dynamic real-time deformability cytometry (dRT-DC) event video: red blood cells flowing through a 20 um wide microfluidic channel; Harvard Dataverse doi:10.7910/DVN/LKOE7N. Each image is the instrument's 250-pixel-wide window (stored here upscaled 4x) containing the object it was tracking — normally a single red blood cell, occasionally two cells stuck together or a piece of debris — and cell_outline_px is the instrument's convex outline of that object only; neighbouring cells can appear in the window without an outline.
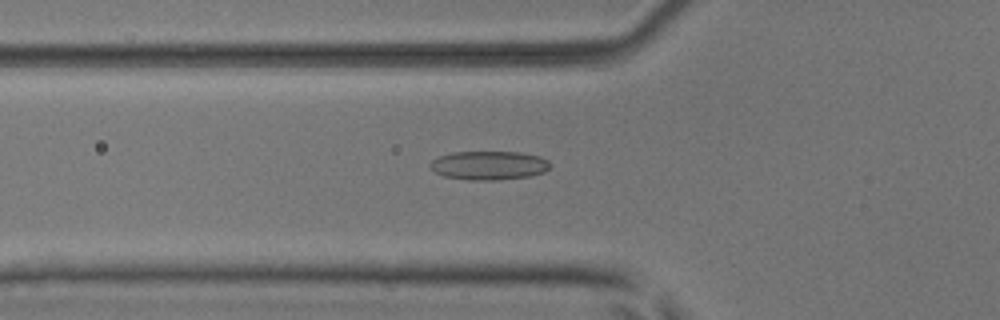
{"species": "common noctule bat (a hibernating species)", "species_latin": "Nyctalus noctula", "temperature_condition": "room temperature", "stored_images_in_passage": 42, "camera_frame_rate_fps": 3000, "um_per_image_px": 0.085, "animal": {"sex": "male", "body_mass_g": 17.9, "forearm_length_mm": 54.2}, "frame": {"image": 1, "passage_image": 19, "time_ms": 6.0, "image_size_px": [1000, 320], "cell_outline_px": [[552, 164], [544, 172], [528, 176], [500, 180], [468, 180], [444, 176], [436, 172], [428, 164], [432, 160], [440, 156], [452, 152], [520, 152], [540, 156], [548, 160]], "centroid_in_image_um": [41.57, 14.05], "position_along_channel_um": 84.2, "area_um2": 20.17}}
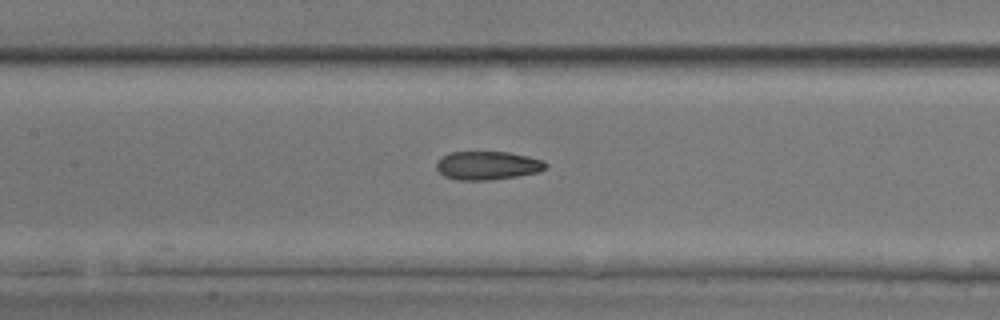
{"frame": {"image": 2, "passage_image": 25, "time_ms": 8.0, "image_size_px": [1000, 320], "cell_outline_px": [[548, 164], [540, 172], [516, 176], [488, 180], [456, 180], [444, 176], [436, 168], [436, 160], [440, 156], [448, 152], [508, 152], [528, 156], [544, 160]], "centroid_in_image_um": [41.41, 14.06], "position_along_channel_um": 166.0, "area_um2": 18.32}}
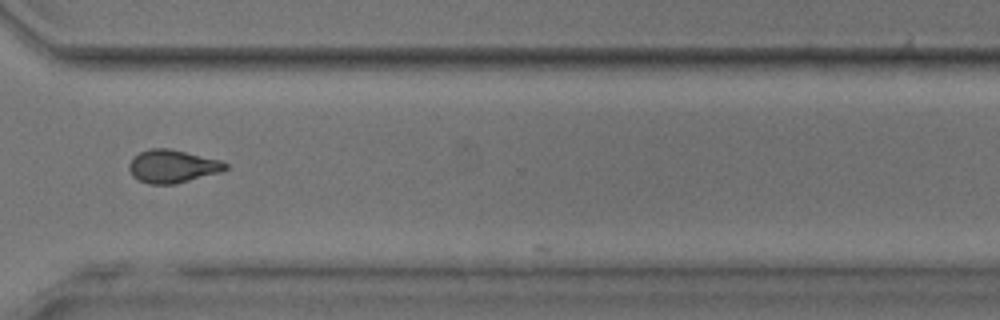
{"frame": {"image": 3, "passage_image": 39, "time_ms": 12.667, "image_size_px": [1000, 320], "cell_outline_px": [[228, 168], [220, 172], [176, 184], [148, 184], [132, 176], [128, 168], [128, 164], [140, 152], [148, 148], [168, 148], [220, 160], [228, 164]], "centroid_in_image_um": [14.65, 14.14], "position_along_channel_um": 355.9, "area_um2": 18.44}, "authors_computed_cell_mechanics": {"area_um2": 19.1318, "velocity_mm_per_s": 4.0729, "shape_relaxation_time_tau1_ms": null, "shape_relaxation_time_tau2_ms": 1.2772, "deformation_change_tau1": null, "deformation_change_tau2": 0.0764}}